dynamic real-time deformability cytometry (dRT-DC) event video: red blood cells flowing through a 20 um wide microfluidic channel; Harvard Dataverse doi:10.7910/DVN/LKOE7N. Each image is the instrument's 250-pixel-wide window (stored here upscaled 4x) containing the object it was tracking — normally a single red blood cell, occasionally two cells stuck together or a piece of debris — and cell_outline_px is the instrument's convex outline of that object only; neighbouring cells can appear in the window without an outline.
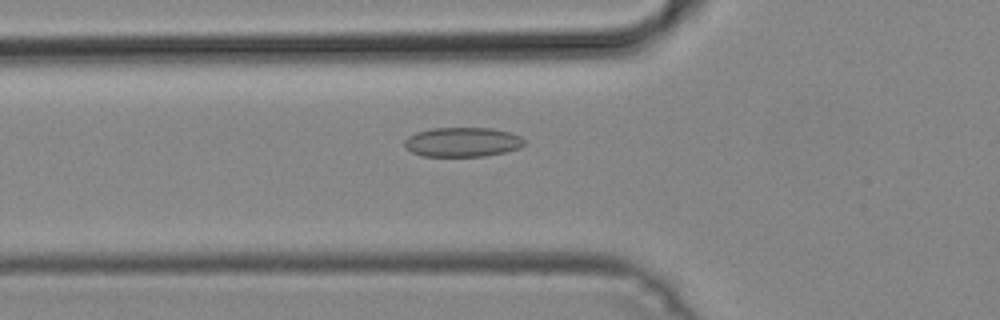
{"species": "common noctule bat (a hibernating species)", "species_latin": "Nyctalus noctula", "temperature_condition": "cold", "stored_images_in_passage": 36, "camera_frame_rate_fps": 3000, "um_per_image_px": 0.085, "animal": {"sex": "male", "body_mass_g": 19.2, "forearm_length_mm": 51.8}, "frame": {"image": 1, "passage_image": 4, "time_ms": 1.0, "image_size_px": [1000, 320], "cell_outline_px": [[524, 144], [520, 148], [504, 152], [484, 156], [424, 156], [412, 152], [404, 148], [404, 140], [408, 136], [416, 132], [432, 128], [492, 128], [508, 132], [520, 136], [524, 140]], "centroid_in_image_um": [39.28, 12.07], "position_along_channel_um": 86.5, "area_um2": 20.58}}
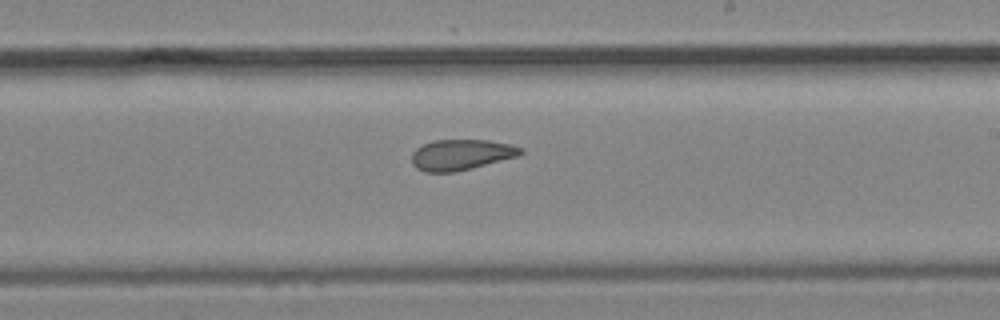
{"frame": {"image": 2, "passage_image": 16, "time_ms": 5.0, "image_size_px": [1000, 320], "cell_outline_px": [[524, 152], [520, 156], [472, 168], [452, 172], [424, 172], [416, 168], [412, 164], [412, 152], [416, 148], [432, 140], [488, 140], [508, 144], [524, 148]], "centroid_in_image_um": [39.21, 13.15], "position_along_channel_um": 249.8, "area_um2": 19.59}}
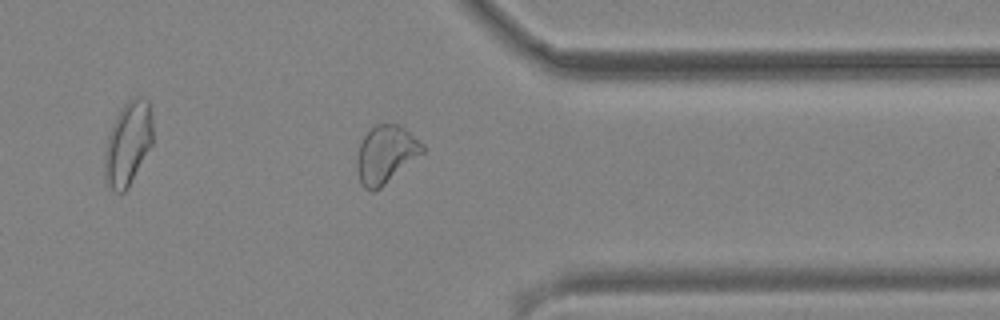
{"frame": {"image": 3, "passage_image": 26, "time_ms": 8.333, "image_size_px": [1000, 320], "cell_outline_px": [[424, 152], [380, 188], [372, 192], [364, 188], [360, 184], [356, 168], [356, 160], [360, 144], [364, 136], [376, 124], [396, 124], [404, 128], [424, 144]], "centroid_in_image_um": [32.77, 13.14], "position_along_channel_um": 378.6, "area_um2": 21.91}}